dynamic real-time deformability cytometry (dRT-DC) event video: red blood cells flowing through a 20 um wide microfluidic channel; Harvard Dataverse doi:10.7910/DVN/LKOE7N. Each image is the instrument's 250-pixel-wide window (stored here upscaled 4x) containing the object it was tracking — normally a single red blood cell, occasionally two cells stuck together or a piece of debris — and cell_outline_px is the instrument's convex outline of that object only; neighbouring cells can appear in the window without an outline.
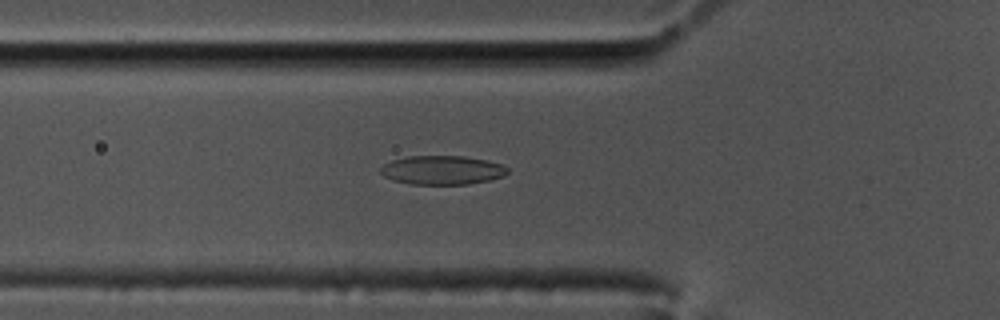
{"species": "common noctule bat (a hibernating species)", "species_latin": "Nyctalus noctula", "temperature_condition": "cold", "stored_images_in_passage": 52, "camera_frame_rate_fps": 3000, "um_per_image_px": 0.085, "animal": {"sex": "male", "body_mass_g": 17.5, "forearm_length_mm": 52.3}, "frame": {"image": 1, "passage_image": 20, "time_ms": 6.333, "image_size_px": [1000, 320], "cell_outline_px": [[508, 172], [504, 176], [492, 180], [468, 184], [412, 184], [392, 180], [384, 176], [380, 172], [380, 168], [384, 164], [392, 160], [408, 156], [464, 156], [488, 160], [500, 164], [508, 168]], "centroid_in_image_um": [37.6, 14.46], "position_along_channel_um": 88.2, "area_um2": 21.5}}
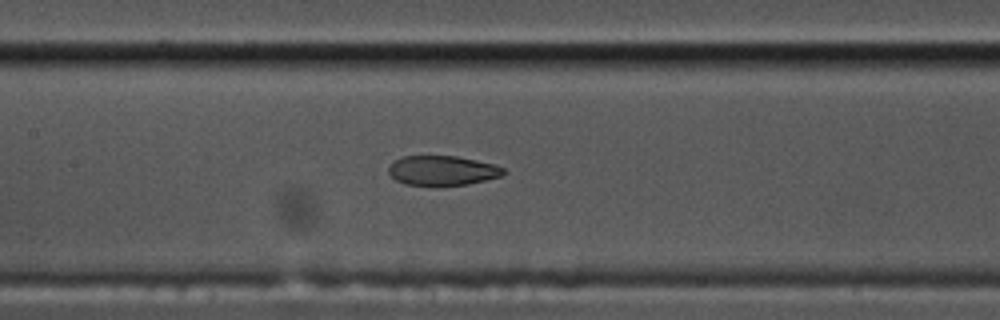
{"frame": {"image": 2, "passage_image": 27, "time_ms": 8.667, "image_size_px": [1000, 320], "cell_outline_px": [[508, 172], [504, 176], [468, 184], [436, 188], [404, 184], [396, 180], [388, 172], [388, 168], [396, 160], [404, 156], [456, 156], [476, 160], [492, 164], [504, 168]], "centroid_in_image_um": [37.63, 14.54], "position_along_channel_um": 169.8, "area_um2": 20.46}}
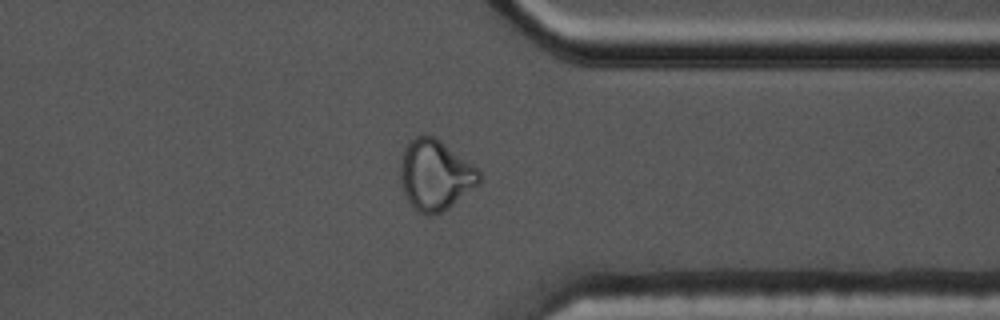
{"frame": {"image": 3, "passage_image": 45, "time_ms": 14.667, "image_size_px": [1000, 320], "cell_outline_px": [[484, 176], [480, 184], [448, 208], [440, 212], [428, 216], [420, 212], [408, 200], [404, 192], [400, 180], [400, 160], [404, 148], [408, 140], [424, 132], [440, 140], [480, 168]], "centroid_in_image_um": [37.03, 14.83], "position_along_channel_um": 374.4, "area_um2": 32.95}, "authors_computed_cell_mechanics": {"area_um2": 21.2415, "velocity_mm_per_s": 3.4738, "shape_relaxation_time_tau1_ms": null, "shape_relaxation_time_tau2_ms": 1.9024, "deformation_change_tau1": null, "deformation_change_tau2": 0.0754}}